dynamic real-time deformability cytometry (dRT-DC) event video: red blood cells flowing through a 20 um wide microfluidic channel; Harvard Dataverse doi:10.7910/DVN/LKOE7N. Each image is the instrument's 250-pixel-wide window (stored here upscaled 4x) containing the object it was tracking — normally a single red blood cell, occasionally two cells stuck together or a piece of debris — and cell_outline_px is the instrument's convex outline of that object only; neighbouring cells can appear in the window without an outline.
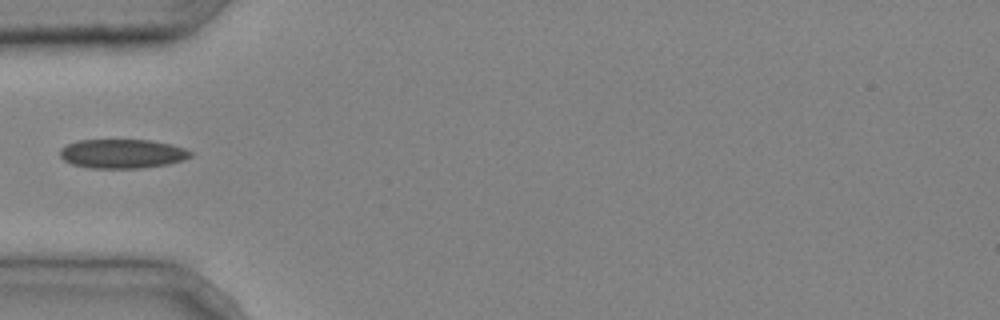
{"species": "common noctule bat (a hibernating species)", "species_latin": "Nyctalus noctula", "temperature_condition": "cold", "stored_images_in_passage": 6, "camera_frame_rate_fps": 3000, "um_per_image_px": 0.085, "animal": {"sex": "male", "body_mass_g": 20.4}, "frame": {"image": 1, "passage_image": 4, "time_ms": 1.0, "image_size_px": [1000, 320], "cell_outline_px": [[192, 156], [184, 160], [168, 164], [140, 168], [88, 168], [72, 164], [64, 160], [60, 156], [60, 148], [68, 144], [80, 140], [152, 140], [172, 144], [184, 148], [192, 152]], "centroid_in_image_um": [10.41, 13.06], "position_along_channel_um": 74.6, "area_um2": 22.25}}